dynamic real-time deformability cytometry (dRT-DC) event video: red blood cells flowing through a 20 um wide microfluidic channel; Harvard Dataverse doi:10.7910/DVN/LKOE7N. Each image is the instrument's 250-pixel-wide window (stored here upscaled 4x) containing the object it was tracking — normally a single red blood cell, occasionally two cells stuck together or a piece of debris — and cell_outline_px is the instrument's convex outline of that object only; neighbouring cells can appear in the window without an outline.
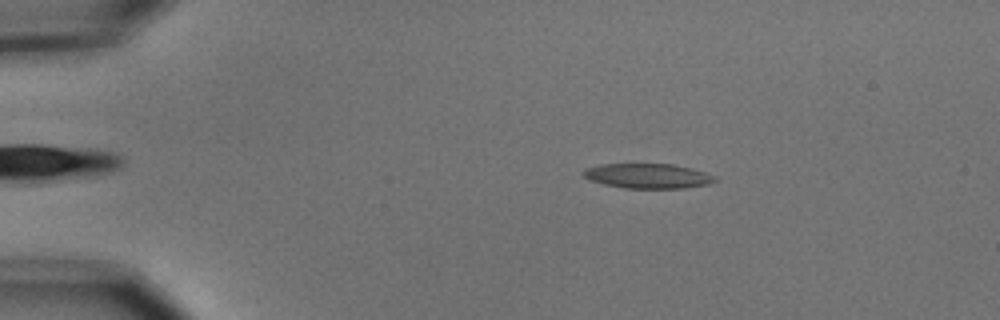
{"species": "common noctule bat (a hibernating species)", "species_latin": "Nyctalus noctula", "temperature_condition": "cold", "stored_images_in_passage": 5, "camera_frame_rate_fps": 3000, "um_per_image_px": 0.085, "animal": {"sex": "male", "body_mass_g": 15.6}, "frame": {"image": 1, "passage_image": 3, "time_ms": 0.667, "image_size_px": [1000, 320], "cell_outline_px": [[716, 180], [708, 184], [684, 188], [624, 188], [604, 184], [588, 180], [580, 172], [584, 168], [600, 164], [672, 164], [692, 168], [716, 176]], "centroid_in_image_um": [55.02, 14.95], "position_along_channel_um": 30.0, "area_um2": 19.13}}